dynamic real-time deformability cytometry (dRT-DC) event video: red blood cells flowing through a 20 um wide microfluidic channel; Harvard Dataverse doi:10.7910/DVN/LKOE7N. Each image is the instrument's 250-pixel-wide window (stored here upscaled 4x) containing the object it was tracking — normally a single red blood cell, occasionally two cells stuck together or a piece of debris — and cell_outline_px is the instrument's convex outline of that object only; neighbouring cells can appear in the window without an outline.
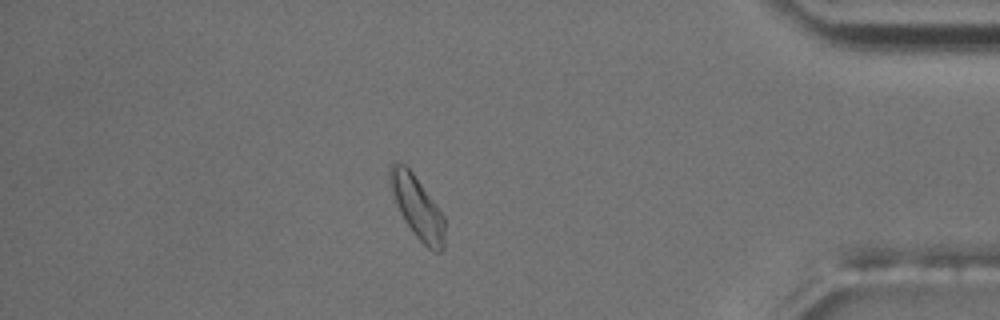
{"species": "common noctule bat (a hibernating species)", "species_latin": "Nyctalus noctula", "temperature_condition": "room temperature", "stored_images_in_passage": 55, "camera_frame_rate_fps": 3000, "um_per_image_px": 0.085, "animal": {"sex": "male", "body_mass_g": 17.5, "forearm_length_mm": 52.3}, "frame": {"image": 1, "passage_image": 47, "time_ms": 15.333, "image_size_px": [1000, 320], "cell_outline_px": [[444, 248], [440, 252], [436, 252], [428, 248], [412, 232], [404, 220], [400, 212], [392, 192], [388, 180], [388, 172], [392, 160], [396, 160], [404, 164], [412, 172], [444, 216]], "centroid_in_image_um": [35.43, 17.58], "position_along_channel_um": 399.8, "area_um2": 19.71}, "authors_computed_cell_mechanics": {"area_um2": 17.5712, "velocity_mm_per_s": 3.6774, "shape_relaxation_time_tau1_ms": 4.6638, "shape_relaxation_time_tau2_ms": null, "deformation_change_tau1": 0.1298, "deformation_change_tau2": null}}